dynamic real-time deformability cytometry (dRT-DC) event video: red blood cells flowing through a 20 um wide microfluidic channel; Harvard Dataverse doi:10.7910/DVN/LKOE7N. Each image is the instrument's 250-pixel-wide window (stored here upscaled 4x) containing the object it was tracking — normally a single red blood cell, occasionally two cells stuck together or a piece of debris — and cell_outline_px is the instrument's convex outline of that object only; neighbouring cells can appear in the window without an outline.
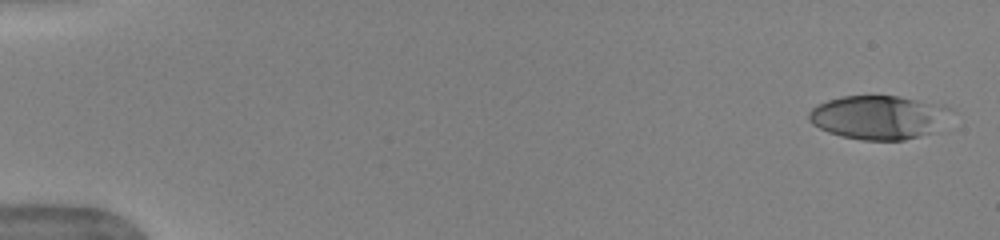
{"species": "human", "species_latin": "Homo sapiens", "temperature_condition": "warm", "stored_images_in_passage": 35, "camera_frame_rate_fps": 3000, "um_per_image_px": 0.085, "donor": {"sex": "female"}, "frame": {"image": 1, "passage_image": 1, "time_ms": 0.0, "image_size_px": [1000, 240], "cell_outline_px": [[956, 112], [932, 132], [920, 136], [904, 140], [860, 140], [840, 136], [828, 132], [812, 124], [808, 120], [808, 112], [816, 104], [828, 100], [844, 96], [900, 96], [944, 104], [956, 108]], "centroid_in_image_um": [74.74, 9.96], "position_along_channel_um": 10.3, "area_um2": 36.88}}
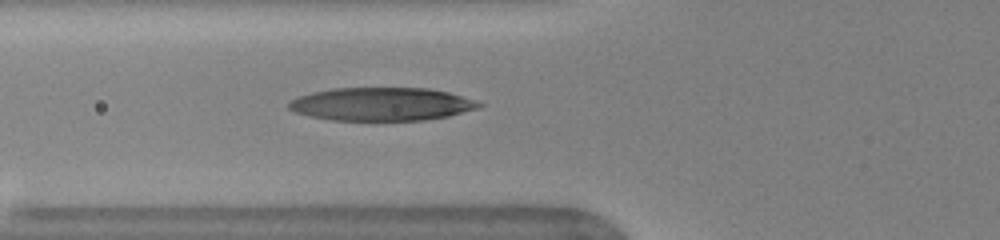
{"frame": {"image": 2, "passage_image": 13, "time_ms": 4.0, "image_size_px": [1000, 240], "cell_outline_px": [[484, 104], [480, 108], [448, 116], [424, 120], [332, 120], [312, 116], [296, 112], [288, 108], [288, 104], [296, 96], [312, 92], [332, 88], [428, 88], [448, 92]], "centroid_in_image_um": [32.42, 8.84], "position_along_channel_um": 93.4, "area_um2": 36.59}}
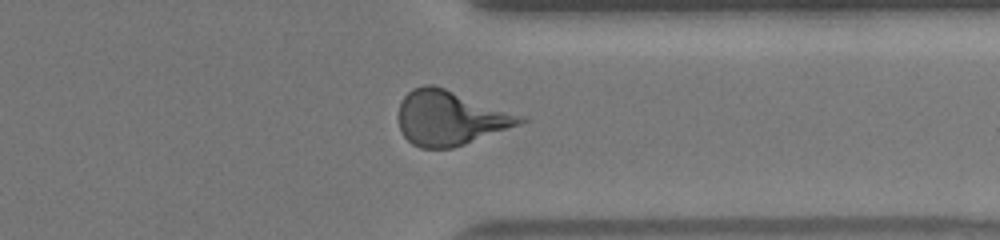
{"frame": {"image": 3, "passage_image": 28, "time_ms": 9.0, "image_size_px": [1000, 240], "cell_outline_px": [[528, 120], [520, 124], [464, 144], [452, 148], [420, 148], [412, 144], [404, 136], [400, 128], [396, 116], [400, 104], [404, 96], [412, 88], [424, 84], [432, 84], [528, 116]], "centroid_in_image_um": [38.26, 10.01], "position_along_channel_um": 373.1, "area_um2": 38.96}}